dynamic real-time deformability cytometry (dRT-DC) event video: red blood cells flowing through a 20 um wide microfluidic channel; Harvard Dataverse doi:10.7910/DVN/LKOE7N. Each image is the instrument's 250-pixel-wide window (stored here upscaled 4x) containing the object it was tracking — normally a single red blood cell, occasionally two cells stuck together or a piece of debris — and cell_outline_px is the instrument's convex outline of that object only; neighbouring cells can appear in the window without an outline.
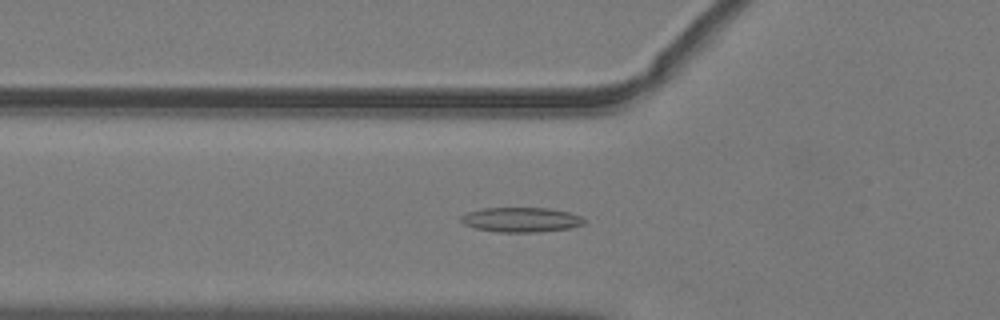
{"species": "common noctule bat (a hibernating species)", "species_latin": "Nyctalus noctula", "temperature_condition": "warm", "stored_images_in_passage": 52, "camera_frame_rate_fps": 3000, "um_per_image_px": 0.085, "animal": {"sex": "male", "body_mass_g": 19.2, "forearm_length_mm": 51.8}, "frame": {"image": 1, "passage_image": 19, "time_ms": 6.0, "image_size_px": [1000, 320], "cell_outline_px": [[588, 220], [584, 224], [572, 228], [540, 232], [500, 232], [476, 228], [464, 224], [460, 220], [460, 216], [468, 212], [484, 208], [548, 208], [568, 212], [580, 216]], "centroid_in_image_um": [44.34, 18.68], "position_along_channel_um": 81.5, "area_um2": 17.8}}
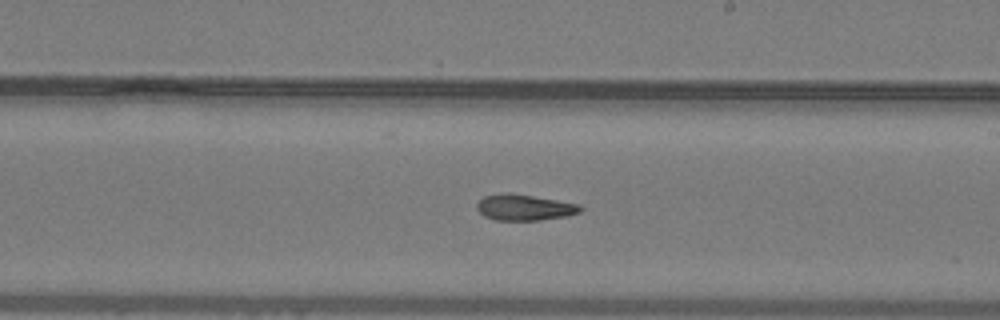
{"frame": {"image": 2, "passage_image": 31, "time_ms": 10.0, "image_size_px": [1000, 320], "cell_outline_px": [[584, 208], [580, 212], [564, 216], [540, 220], [496, 220], [484, 216], [476, 208], [476, 204], [484, 196], [508, 192], [580, 204]], "centroid_in_image_um": [44.56, 17.63], "position_along_channel_um": 244.4, "area_um2": 15.55}}
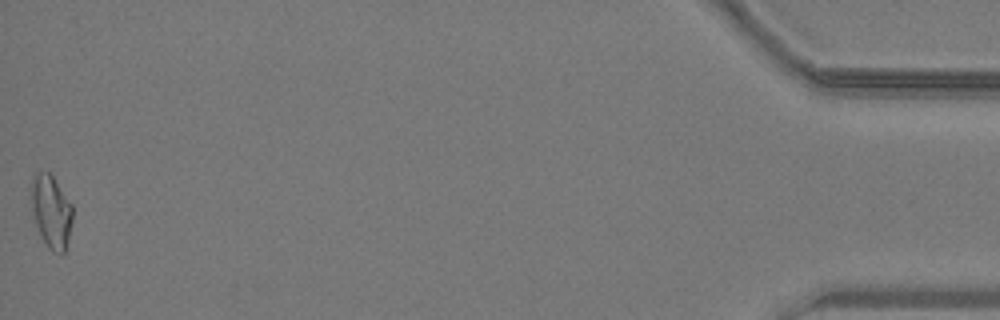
{"frame": {"image": 3, "passage_image": 52, "time_ms": 17.0, "image_size_px": [1000, 320], "cell_outline_px": [[72, 220], [64, 252], [60, 256], [52, 252], [48, 248], [40, 236], [32, 212], [32, 176], [36, 172], [48, 172], [52, 176], [72, 204]], "centroid_in_image_um": [4.35, 18.01], "position_along_channel_um": 430.9, "area_um2": 17.4}, "authors_computed_cell_mechanics": {"area_um2": 16.3574, "velocity_mm_per_s": 4.043, "shape_relaxation_time_tau1_ms": null, "shape_relaxation_time_tau2_ms": 3.7325, "deformation_change_tau1": null, "deformation_change_tau2": 0.1229}}